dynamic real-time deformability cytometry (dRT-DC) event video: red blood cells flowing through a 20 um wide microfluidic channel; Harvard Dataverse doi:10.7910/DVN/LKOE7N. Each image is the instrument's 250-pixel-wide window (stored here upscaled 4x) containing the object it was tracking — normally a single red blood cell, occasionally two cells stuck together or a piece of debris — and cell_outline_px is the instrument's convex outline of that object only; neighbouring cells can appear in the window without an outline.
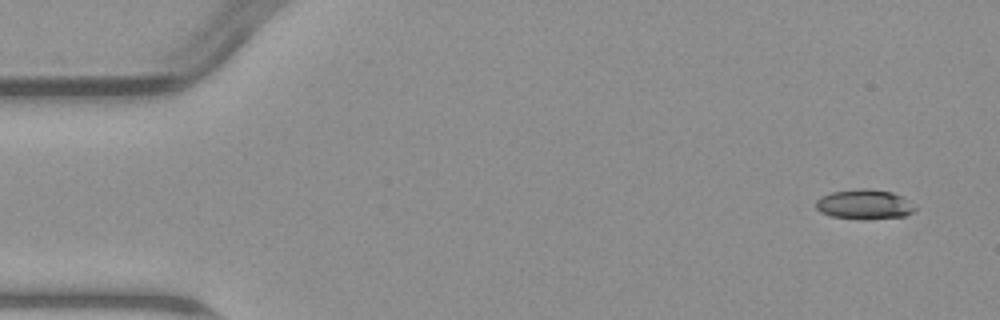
{"species": "common noctule bat (a hibernating species)", "species_latin": "Nyctalus noctula", "temperature_condition": "warm", "stored_images_in_passage": 8, "camera_frame_rate_fps": 3000, "um_per_image_px": 0.085, "animal": {"sex": "male", "body_mass_g": 23.1, "forearm_length_mm": 52.7}, "frame": {"image": 1, "passage_image": 1, "time_ms": 0.0, "image_size_px": [1000, 320], "cell_outline_px": [[916, 208], [912, 212], [904, 216], [864, 220], [832, 216], [820, 212], [816, 208], [816, 200], [820, 196], [832, 192], [860, 188], [868, 188], [892, 192], [904, 196]], "centroid_in_image_um": [73.46, 17.37], "position_along_channel_um": 11.5, "area_um2": 17.34}}